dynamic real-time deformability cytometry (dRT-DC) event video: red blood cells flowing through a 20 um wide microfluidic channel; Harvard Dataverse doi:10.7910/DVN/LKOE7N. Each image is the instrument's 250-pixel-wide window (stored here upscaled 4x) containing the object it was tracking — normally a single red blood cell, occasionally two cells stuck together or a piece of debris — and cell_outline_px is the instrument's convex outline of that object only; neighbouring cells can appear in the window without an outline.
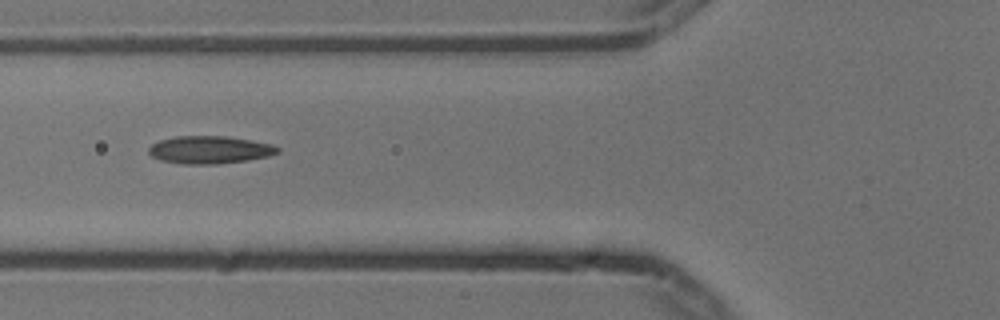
{"species": "common noctule bat (a hibernating species)", "species_latin": "Nyctalus noctula", "temperature_condition": "cold", "stored_images_in_passage": 9, "camera_frame_rate_fps": 3000, "um_per_image_px": 0.085, "animal": {"sex": "male", "body_mass_g": 13.3}, "frame": {"image": 1, "passage_image": 6, "time_ms": 1.667, "image_size_px": [1000, 320], "cell_outline_px": [[280, 152], [268, 156], [248, 160], [216, 164], [180, 164], [160, 160], [152, 156], [148, 152], [148, 148], [152, 144], [160, 140], [176, 136], [228, 136], [252, 140], [272, 144], [280, 148]], "centroid_in_image_um": [17.83, 12.73], "position_along_channel_um": 108.0, "area_um2": 20.92}}
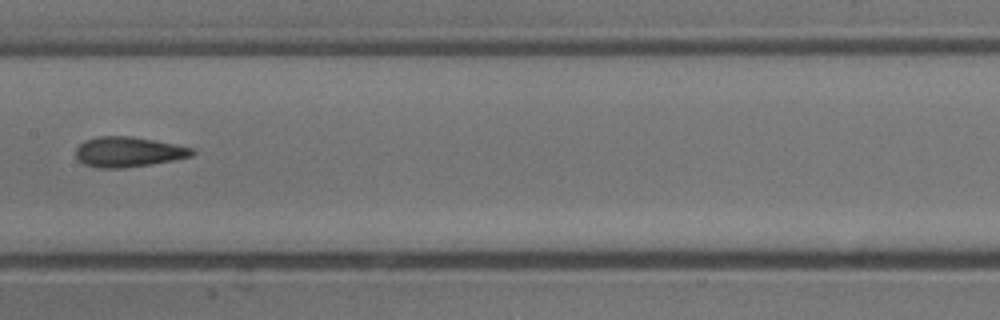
{"frame": {"image": 2, "passage_image": 8, "time_ms": 2.333, "image_size_px": [1000, 320], "cell_outline_px": [[196, 152], [192, 156], [172, 160], [124, 168], [96, 168], [84, 164], [76, 156], [76, 148], [84, 140], [100, 136], [128, 136], [152, 140], [192, 148]], "centroid_in_image_um": [10.87, 12.91], "position_along_channel_um": 196.5, "area_um2": 20.11}}
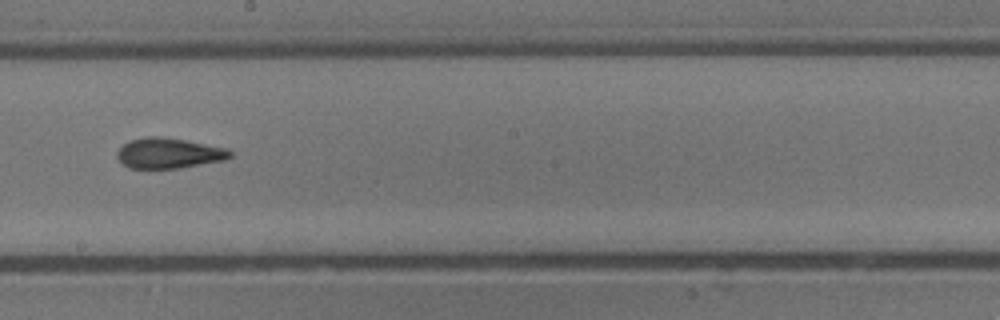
{"frame": {"image": 3, "passage_image": 9, "time_ms": 2.667, "image_size_px": [1000, 320], "cell_outline_px": [[232, 156], [224, 160], [180, 168], [128, 168], [116, 156], [116, 152], [128, 140], [144, 136], [160, 136], [184, 140], [228, 148], [232, 152]], "centroid_in_image_um": [14.34, 13.01], "position_along_channel_um": 233.9, "area_um2": 20.06}}